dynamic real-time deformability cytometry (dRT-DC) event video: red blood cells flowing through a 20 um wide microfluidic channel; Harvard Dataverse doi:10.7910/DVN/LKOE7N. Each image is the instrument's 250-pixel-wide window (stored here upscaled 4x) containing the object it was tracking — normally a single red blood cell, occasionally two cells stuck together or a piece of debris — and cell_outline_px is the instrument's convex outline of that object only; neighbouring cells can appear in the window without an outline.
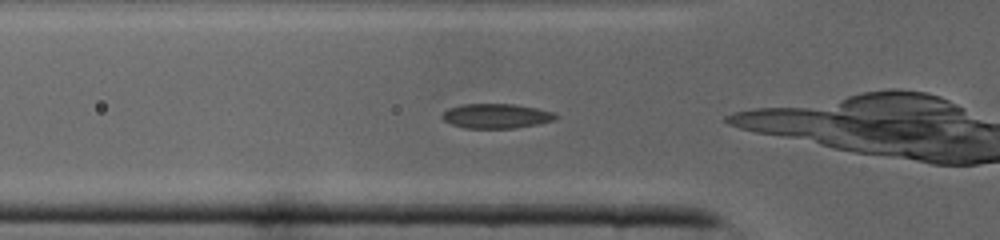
{"species": "common noctule bat (a hibernating species)", "species_latin": "Nyctalus noctula", "temperature_condition": "cold", "stored_images_in_passage": 14, "camera_frame_rate_fps": 3000, "um_per_image_px": 0.085, "animal": {"sex": "male", "body_mass_g": 19.0, "forearm_length_mm": 50.8}, "frame": {"image": 1, "passage_image": 8, "time_ms": 2.333, "image_size_px": [1000, 240], "cell_outline_px": [[560, 116], [556, 120], [516, 128], [464, 128], [452, 124], [444, 120], [440, 116], [448, 108], [460, 104], [512, 104], [536, 108], [556, 112]], "centroid_in_image_um": [42.21, 9.86], "position_along_channel_um": 83.6, "area_um2": 16.42}}